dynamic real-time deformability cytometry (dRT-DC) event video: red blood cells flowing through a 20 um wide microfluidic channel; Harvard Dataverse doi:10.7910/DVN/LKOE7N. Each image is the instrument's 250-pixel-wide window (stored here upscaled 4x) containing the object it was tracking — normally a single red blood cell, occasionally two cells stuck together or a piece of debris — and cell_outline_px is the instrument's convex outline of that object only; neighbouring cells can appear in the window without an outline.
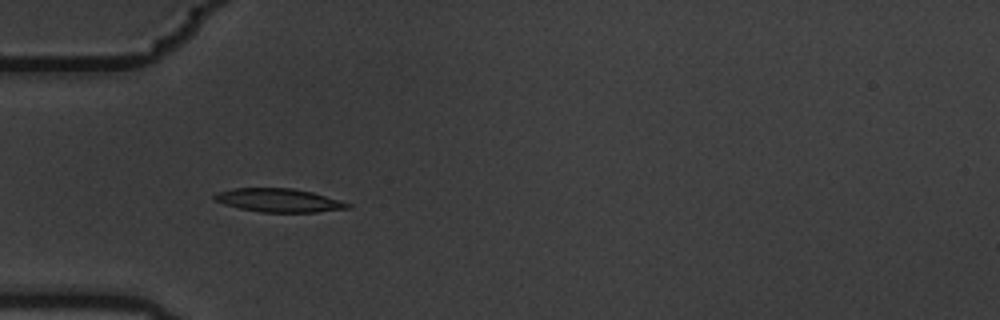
{"species": "common noctule bat (a hibernating species)", "species_latin": "Nyctalus noctula", "temperature_condition": "warm", "stored_images_in_passage": 5, "camera_frame_rate_fps": 3000, "um_per_image_px": 0.085, "animal": {"sex": "male", "body_mass_g": 19.5, "forearm_length_mm": 54.6}, "frame": {"image": 1, "passage_image": 4, "time_ms": 1.0, "image_size_px": [1000, 320], "cell_outline_px": [[352, 208], [316, 212], [260, 212], [240, 208], [224, 204], [212, 200], [212, 196], [216, 192], [232, 188], [292, 188], [312, 192], [340, 200], [352, 204]], "centroid_in_image_um": [23.68, 17.02], "position_along_channel_um": 61.3, "area_um2": 18.38}}
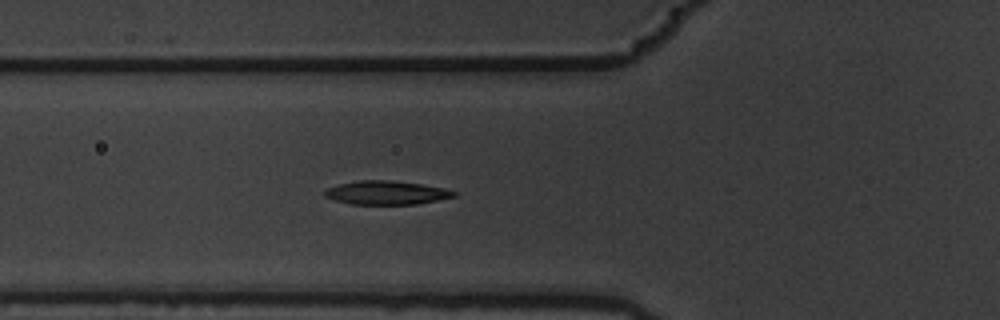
{"frame": {"image": 2, "passage_image": 5, "time_ms": 1.333, "image_size_px": [1000, 320], "cell_outline_px": [[460, 192], [456, 196], [416, 204], [352, 204], [336, 200], [324, 196], [324, 192], [328, 188], [340, 184], [360, 180], [392, 180], [420, 184], [444, 188]], "centroid_in_image_um": [32.88, 16.37], "position_along_channel_um": 92.9, "area_um2": 17.69}}